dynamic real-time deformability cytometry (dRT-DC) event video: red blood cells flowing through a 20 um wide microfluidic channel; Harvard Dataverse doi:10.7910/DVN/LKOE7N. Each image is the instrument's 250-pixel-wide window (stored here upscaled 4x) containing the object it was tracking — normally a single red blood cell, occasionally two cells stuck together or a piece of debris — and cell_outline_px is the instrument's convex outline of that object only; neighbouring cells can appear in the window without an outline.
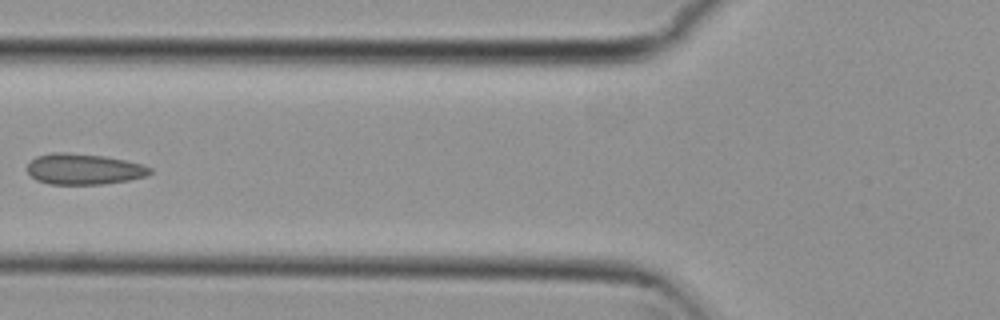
{"species": "common noctule bat (a hibernating species)", "species_latin": "Nyctalus noctula", "temperature_condition": "cold", "stored_images_in_passage": 6, "camera_frame_rate_fps": 3000, "um_per_image_px": 0.085, "animal": {"sex": "female", "body_mass_g": 29.2, "forearm_length_mm": 56.3}, "frame": {"image": 1, "passage_image": 5, "time_ms": 1.333, "image_size_px": [1000, 320], "cell_outline_px": [[152, 172], [148, 176], [128, 180], [100, 184], [48, 184], [36, 180], [24, 168], [36, 156], [52, 152], [68, 152], [104, 156], [124, 160], [140, 164], [152, 168]], "centroid_in_image_um": [7.09, 14.37], "position_along_channel_um": 118.7, "area_um2": 22.14}}
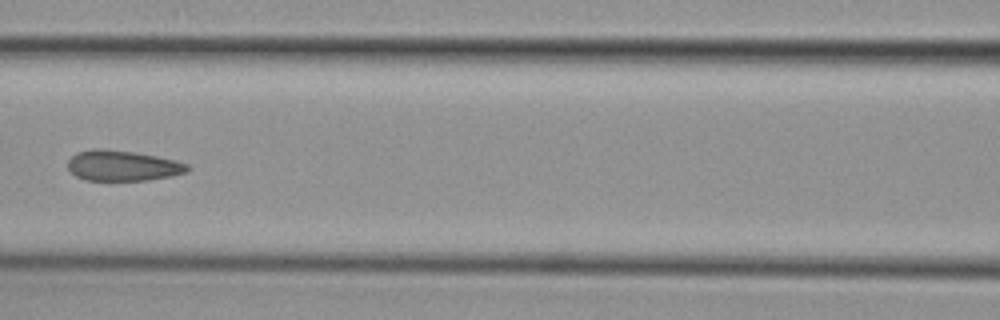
{"frame": {"image": 2, "passage_image": 6, "time_ms": 1.667, "image_size_px": [1000, 320], "cell_outline_px": [[192, 168], [188, 172], [172, 176], [148, 180], [84, 180], [76, 176], [68, 168], [68, 160], [76, 152], [92, 148], [96, 148], [136, 152], [176, 160], [188, 164]], "centroid_in_image_um": [10.45, 14.08], "position_along_channel_um": 156.1, "area_um2": 21.44}}